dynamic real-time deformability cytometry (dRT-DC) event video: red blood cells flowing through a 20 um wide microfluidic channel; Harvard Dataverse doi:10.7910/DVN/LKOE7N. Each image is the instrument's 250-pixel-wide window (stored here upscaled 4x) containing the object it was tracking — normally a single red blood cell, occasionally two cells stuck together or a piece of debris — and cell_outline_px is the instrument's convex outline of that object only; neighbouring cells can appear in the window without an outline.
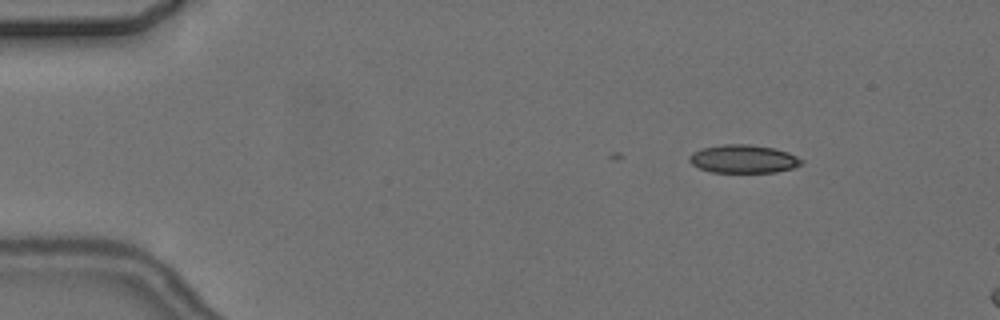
{"species": "common noctule bat (a hibernating species)", "species_latin": "Nyctalus noctula", "temperature_condition": "cold", "stored_images_in_passage": 5, "camera_frame_rate_fps": 3000, "um_per_image_px": 0.085, "animal": {"sex": "female", "body_mass_g": 24.6, "forearm_length_mm": 56.2}, "frame": {"image": 1, "passage_image": 3, "time_ms": 2.333, "image_size_px": [1000, 320], "cell_outline_px": [[804, 160], [800, 164], [792, 168], [776, 172], [712, 172], [700, 168], [692, 164], [688, 160], [688, 156], [692, 152], [704, 148], [724, 144], [748, 144], [772, 148], [788, 152]], "centroid_in_image_um": [63.17, 13.51], "position_along_channel_um": 21.8, "area_um2": 18.26}}